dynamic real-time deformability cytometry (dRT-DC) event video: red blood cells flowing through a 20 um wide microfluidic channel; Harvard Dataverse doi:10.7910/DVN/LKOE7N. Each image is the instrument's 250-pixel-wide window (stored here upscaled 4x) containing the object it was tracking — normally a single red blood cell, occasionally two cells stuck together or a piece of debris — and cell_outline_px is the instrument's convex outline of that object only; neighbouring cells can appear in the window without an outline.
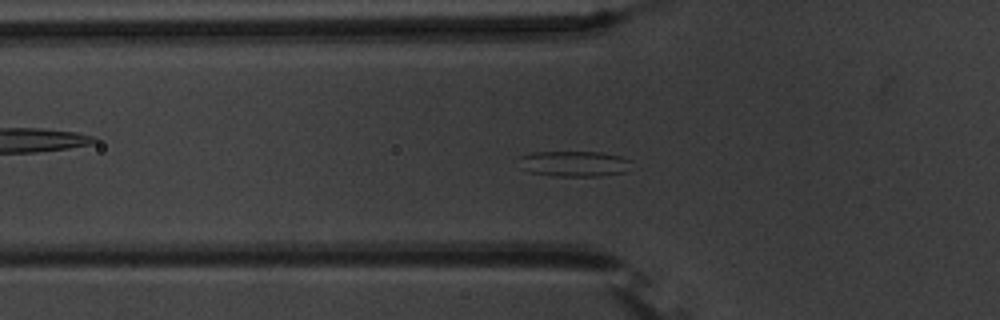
{"species": "common noctule bat (a hibernating species)", "species_latin": "Nyctalus noctula", "temperature_condition": "warm", "stored_images_in_passage": 43, "camera_frame_rate_fps": 3000, "um_per_image_px": 0.085, "animal": {"sex": "male", "body_mass_g": 20.1, "forearm_length_mm": 53.5}, "frame": {"image": 1, "passage_image": 6, "time_ms": 1.667, "image_size_px": [1000, 320], "cell_outline_px": [[632, 160], [624, 172], [600, 176], [552, 176], [528, 172], [520, 168], [520, 156], [532, 152], [600, 152], [620, 156]], "centroid_in_image_um": [48.76, 13.92], "position_along_channel_um": 77.0, "area_um2": 16.82}}
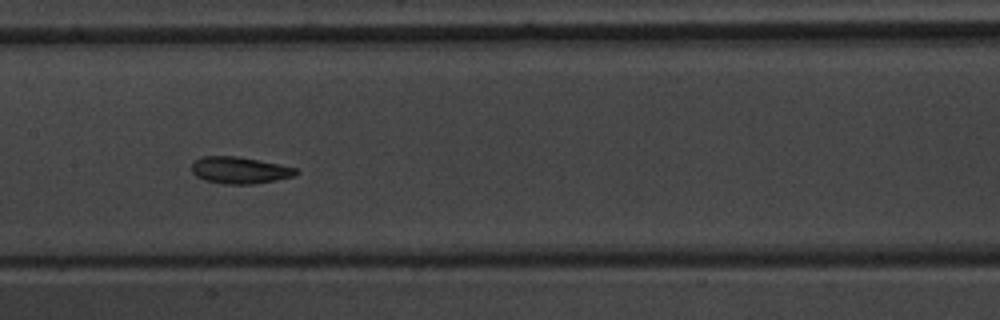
{"frame": {"image": 2, "passage_image": 15, "time_ms": 4.667, "image_size_px": [1000, 320], "cell_outline_px": [[300, 172], [296, 176], [276, 180], [252, 184], [224, 184], [204, 180], [196, 176], [192, 172], [192, 160], [200, 156], [236, 156], [260, 160], [280, 164], [296, 168]], "centroid_in_image_um": [20.37, 14.46], "position_along_channel_um": 187.0, "area_um2": 16.53}}
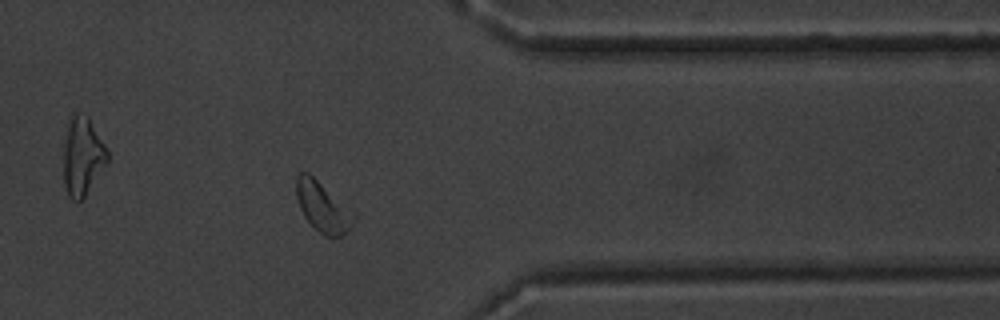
{"frame": {"image": 3, "passage_image": 32, "time_ms": 10.333, "image_size_px": [1000, 320], "cell_outline_px": [[356, 220], [340, 236], [328, 236], [320, 232], [304, 216], [300, 208], [296, 196], [296, 176], [300, 172], [308, 172], [356, 212]], "centroid_in_image_um": [27.45, 17.54], "position_along_channel_um": 384.0, "area_um2": 16.65}, "authors_computed_cell_mechanics": {"area_um2": 16.5308, "velocity_mm_per_s": 3.6431, "shape_relaxation_time_tau1_ms": 4.731, "shape_relaxation_time_tau2_ms": 3.1615, "deformation_change_tau1": 0.0929, "deformation_change_tau2": 0.0965}}